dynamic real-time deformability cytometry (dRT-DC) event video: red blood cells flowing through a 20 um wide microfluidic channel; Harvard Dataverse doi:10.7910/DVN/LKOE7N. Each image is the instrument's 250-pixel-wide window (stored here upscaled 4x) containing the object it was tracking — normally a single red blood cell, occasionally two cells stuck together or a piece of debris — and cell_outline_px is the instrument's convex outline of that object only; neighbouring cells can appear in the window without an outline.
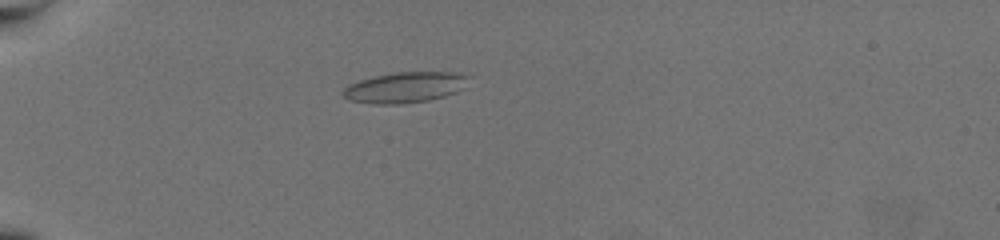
{"species": "common noctule bat (a hibernating species)", "species_latin": "Nyctalus noctula", "temperature_condition": "warm", "stored_images_in_passage": 43, "camera_frame_rate_fps": 3000, "um_per_image_px": 0.085, "animal": {"sex": "female", "body_mass_g": 19.5, "forearm_length_mm": 54.1}, "frame": {"image": 1, "passage_image": 3, "time_ms": 0.667, "image_size_px": [1000, 240], "cell_outline_px": [[472, 76], [464, 88], [456, 92], [444, 96], [428, 100], [400, 104], [376, 104], [348, 100], [340, 92], [348, 84], [360, 80], [376, 76], [396, 72], [460, 72]], "centroid_in_image_um": [34.46, 7.42], "position_along_channel_um": 50.5, "area_um2": 22.66}}
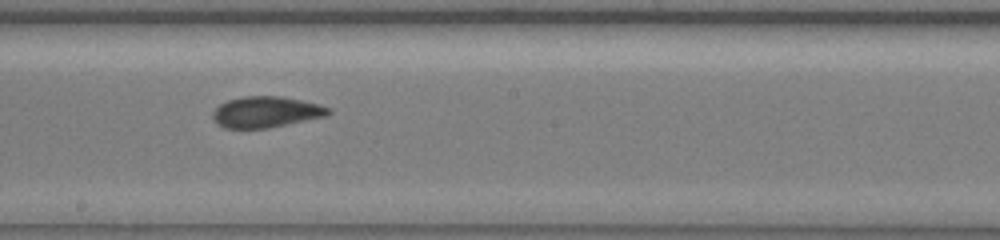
{"frame": {"image": 2, "passage_image": 20, "time_ms": 6.333, "image_size_px": [1000, 240], "cell_outline_px": [[332, 112], [324, 116], [264, 128], [224, 128], [212, 116], [212, 112], [220, 104], [228, 100], [244, 96], [284, 96], [320, 104], [332, 108]], "centroid_in_image_um": [22.63, 9.49], "position_along_channel_um": 225.6, "area_um2": 20.63}}
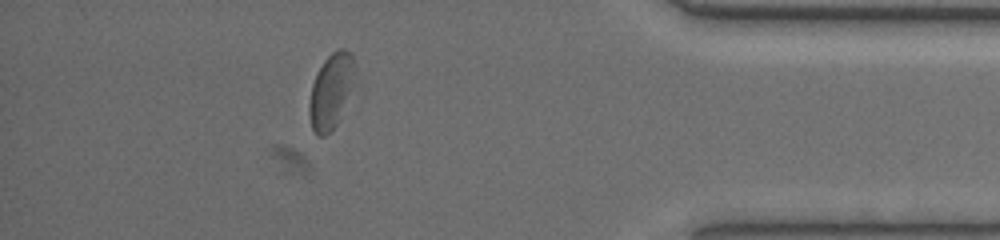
{"frame": {"image": 3, "passage_image": 37, "time_ms": 12.0, "image_size_px": [1000, 240], "cell_outline_px": [[356, 68], [336, 124], [324, 136], [320, 136], [312, 128], [312, 84], [324, 60], [336, 48], [344, 48], [352, 52], [356, 64]], "centroid_in_image_um": [28.18, 7.59], "position_along_channel_um": 407.0, "area_um2": 18.44}, "authors_computed_cell_mechanics": {"area_um2": 20.9236, "velocity_mm_per_s": 3.712, "shape_relaxation_time_tau1_ms": null, "shape_relaxation_time_tau2_ms": 2.6042, "deformation_change_tau1": null, "deformation_change_tau2": 0.0916}}